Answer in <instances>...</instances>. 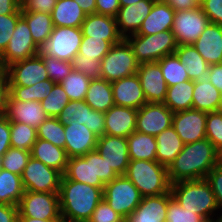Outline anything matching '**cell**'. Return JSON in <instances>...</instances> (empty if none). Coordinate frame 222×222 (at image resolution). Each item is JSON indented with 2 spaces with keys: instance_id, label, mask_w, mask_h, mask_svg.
<instances>
[{
  "instance_id": "cell-1",
  "label": "cell",
  "mask_w": 222,
  "mask_h": 222,
  "mask_svg": "<svg viewBox=\"0 0 222 222\" xmlns=\"http://www.w3.org/2000/svg\"><path fill=\"white\" fill-rule=\"evenodd\" d=\"M221 161L222 155L206 138L184 144L182 151L167 168L170 183L205 179Z\"/></svg>"
},
{
  "instance_id": "cell-2",
  "label": "cell",
  "mask_w": 222,
  "mask_h": 222,
  "mask_svg": "<svg viewBox=\"0 0 222 222\" xmlns=\"http://www.w3.org/2000/svg\"><path fill=\"white\" fill-rule=\"evenodd\" d=\"M102 199V188L68 180L62 176L59 190L61 218L88 222Z\"/></svg>"
},
{
  "instance_id": "cell-3",
  "label": "cell",
  "mask_w": 222,
  "mask_h": 222,
  "mask_svg": "<svg viewBox=\"0 0 222 222\" xmlns=\"http://www.w3.org/2000/svg\"><path fill=\"white\" fill-rule=\"evenodd\" d=\"M172 197L181 207L202 216L206 221L222 222V217L213 219L218 210L216 197L205 179L185 180L171 184ZM213 215V216H212Z\"/></svg>"
},
{
  "instance_id": "cell-4",
  "label": "cell",
  "mask_w": 222,
  "mask_h": 222,
  "mask_svg": "<svg viewBox=\"0 0 222 222\" xmlns=\"http://www.w3.org/2000/svg\"><path fill=\"white\" fill-rule=\"evenodd\" d=\"M125 176L143 197L158 196L171 190L168 169L157 161L130 160Z\"/></svg>"
},
{
  "instance_id": "cell-5",
  "label": "cell",
  "mask_w": 222,
  "mask_h": 222,
  "mask_svg": "<svg viewBox=\"0 0 222 222\" xmlns=\"http://www.w3.org/2000/svg\"><path fill=\"white\" fill-rule=\"evenodd\" d=\"M125 39L139 64L158 62L164 56L174 54L178 46L171 30L152 35L133 34Z\"/></svg>"
},
{
  "instance_id": "cell-6",
  "label": "cell",
  "mask_w": 222,
  "mask_h": 222,
  "mask_svg": "<svg viewBox=\"0 0 222 222\" xmlns=\"http://www.w3.org/2000/svg\"><path fill=\"white\" fill-rule=\"evenodd\" d=\"M139 63L129 42L123 38L114 44L100 61V78L114 82L136 74Z\"/></svg>"
},
{
  "instance_id": "cell-7",
  "label": "cell",
  "mask_w": 222,
  "mask_h": 222,
  "mask_svg": "<svg viewBox=\"0 0 222 222\" xmlns=\"http://www.w3.org/2000/svg\"><path fill=\"white\" fill-rule=\"evenodd\" d=\"M103 198L115 212L126 219L137 208L143 196L125 175H119L105 184Z\"/></svg>"
},
{
  "instance_id": "cell-8",
  "label": "cell",
  "mask_w": 222,
  "mask_h": 222,
  "mask_svg": "<svg viewBox=\"0 0 222 222\" xmlns=\"http://www.w3.org/2000/svg\"><path fill=\"white\" fill-rule=\"evenodd\" d=\"M81 27H53V31L40 47L39 54L71 62L82 43Z\"/></svg>"
},
{
  "instance_id": "cell-9",
  "label": "cell",
  "mask_w": 222,
  "mask_h": 222,
  "mask_svg": "<svg viewBox=\"0 0 222 222\" xmlns=\"http://www.w3.org/2000/svg\"><path fill=\"white\" fill-rule=\"evenodd\" d=\"M18 217L60 220L59 193L24 191L18 204Z\"/></svg>"
},
{
  "instance_id": "cell-10",
  "label": "cell",
  "mask_w": 222,
  "mask_h": 222,
  "mask_svg": "<svg viewBox=\"0 0 222 222\" xmlns=\"http://www.w3.org/2000/svg\"><path fill=\"white\" fill-rule=\"evenodd\" d=\"M63 174L41 161L30 158L21 175L24 190L32 192L59 193Z\"/></svg>"
},
{
  "instance_id": "cell-11",
  "label": "cell",
  "mask_w": 222,
  "mask_h": 222,
  "mask_svg": "<svg viewBox=\"0 0 222 222\" xmlns=\"http://www.w3.org/2000/svg\"><path fill=\"white\" fill-rule=\"evenodd\" d=\"M210 23L202 8L175 11L171 28L177 45L193 44Z\"/></svg>"
},
{
  "instance_id": "cell-12",
  "label": "cell",
  "mask_w": 222,
  "mask_h": 222,
  "mask_svg": "<svg viewBox=\"0 0 222 222\" xmlns=\"http://www.w3.org/2000/svg\"><path fill=\"white\" fill-rule=\"evenodd\" d=\"M39 51L40 48L33 41L26 20L21 16L18 19L9 43L0 55V59L8 67L16 62L37 55Z\"/></svg>"
},
{
  "instance_id": "cell-13",
  "label": "cell",
  "mask_w": 222,
  "mask_h": 222,
  "mask_svg": "<svg viewBox=\"0 0 222 222\" xmlns=\"http://www.w3.org/2000/svg\"><path fill=\"white\" fill-rule=\"evenodd\" d=\"M173 114L164 103H146L137 110L136 131L157 136L172 126Z\"/></svg>"
},
{
  "instance_id": "cell-14",
  "label": "cell",
  "mask_w": 222,
  "mask_h": 222,
  "mask_svg": "<svg viewBox=\"0 0 222 222\" xmlns=\"http://www.w3.org/2000/svg\"><path fill=\"white\" fill-rule=\"evenodd\" d=\"M207 113L195 109L173 114L172 126L184 144H191L206 138Z\"/></svg>"
},
{
  "instance_id": "cell-15",
  "label": "cell",
  "mask_w": 222,
  "mask_h": 222,
  "mask_svg": "<svg viewBox=\"0 0 222 222\" xmlns=\"http://www.w3.org/2000/svg\"><path fill=\"white\" fill-rule=\"evenodd\" d=\"M8 85L32 86L49 76L41 55L38 53L29 59L16 62L7 67Z\"/></svg>"
},
{
  "instance_id": "cell-16",
  "label": "cell",
  "mask_w": 222,
  "mask_h": 222,
  "mask_svg": "<svg viewBox=\"0 0 222 222\" xmlns=\"http://www.w3.org/2000/svg\"><path fill=\"white\" fill-rule=\"evenodd\" d=\"M96 151L118 175H125L130 162L128 142L125 137L104 134L98 137Z\"/></svg>"
},
{
  "instance_id": "cell-17",
  "label": "cell",
  "mask_w": 222,
  "mask_h": 222,
  "mask_svg": "<svg viewBox=\"0 0 222 222\" xmlns=\"http://www.w3.org/2000/svg\"><path fill=\"white\" fill-rule=\"evenodd\" d=\"M65 151L68 158L85 156L96 149L98 136L78 121L64 125Z\"/></svg>"
},
{
  "instance_id": "cell-18",
  "label": "cell",
  "mask_w": 222,
  "mask_h": 222,
  "mask_svg": "<svg viewBox=\"0 0 222 222\" xmlns=\"http://www.w3.org/2000/svg\"><path fill=\"white\" fill-rule=\"evenodd\" d=\"M139 77L147 103H163L167 94V84L157 62L139 64Z\"/></svg>"
},
{
  "instance_id": "cell-19",
  "label": "cell",
  "mask_w": 222,
  "mask_h": 222,
  "mask_svg": "<svg viewBox=\"0 0 222 222\" xmlns=\"http://www.w3.org/2000/svg\"><path fill=\"white\" fill-rule=\"evenodd\" d=\"M4 116L10 122H21L37 129L49 116L39 101H19L6 98Z\"/></svg>"
},
{
  "instance_id": "cell-20",
  "label": "cell",
  "mask_w": 222,
  "mask_h": 222,
  "mask_svg": "<svg viewBox=\"0 0 222 222\" xmlns=\"http://www.w3.org/2000/svg\"><path fill=\"white\" fill-rule=\"evenodd\" d=\"M153 4V0H141L128 6H121L115 16L119 34L123 38L137 34L143 21L150 14Z\"/></svg>"
},
{
  "instance_id": "cell-21",
  "label": "cell",
  "mask_w": 222,
  "mask_h": 222,
  "mask_svg": "<svg viewBox=\"0 0 222 222\" xmlns=\"http://www.w3.org/2000/svg\"><path fill=\"white\" fill-rule=\"evenodd\" d=\"M114 105L139 109L147 103L137 74L111 82Z\"/></svg>"
},
{
  "instance_id": "cell-22",
  "label": "cell",
  "mask_w": 222,
  "mask_h": 222,
  "mask_svg": "<svg viewBox=\"0 0 222 222\" xmlns=\"http://www.w3.org/2000/svg\"><path fill=\"white\" fill-rule=\"evenodd\" d=\"M137 109L112 106L104 113L105 135L125 137L136 131Z\"/></svg>"
},
{
  "instance_id": "cell-23",
  "label": "cell",
  "mask_w": 222,
  "mask_h": 222,
  "mask_svg": "<svg viewBox=\"0 0 222 222\" xmlns=\"http://www.w3.org/2000/svg\"><path fill=\"white\" fill-rule=\"evenodd\" d=\"M171 192L158 196H145L134 212L126 219L128 222H165Z\"/></svg>"
},
{
  "instance_id": "cell-24",
  "label": "cell",
  "mask_w": 222,
  "mask_h": 222,
  "mask_svg": "<svg viewBox=\"0 0 222 222\" xmlns=\"http://www.w3.org/2000/svg\"><path fill=\"white\" fill-rule=\"evenodd\" d=\"M83 36L109 41L112 45L120 42L123 37L117 29L116 19L102 14H88L82 22Z\"/></svg>"
},
{
  "instance_id": "cell-25",
  "label": "cell",
  "mask_w": 222,
  "mask_h": 222,
  "mask_svg": "<svg viewBox=\"0 0 222 222\" xmlns=\"http://www.w3.org/2000/svg\"><path fill=\"white\" fill-rule=\"evenodd\" d=\"M193 45L209 65L222 63V26L209 23Z\"/></svg>"
},
{
  "instance_id": "cell-26",
  "label": "cell",
  "mask_w": 222,
  "mask_h": 222,
  "mask_svg": "<svg viewBox=\"0 0 222 222\" xmlns=\"http://www.w3.org/2000/svg\"><path fill=\"white\" fill-rule=\"evenodd\" d=\"M175 10L170 4L154 3L150 14L143 21L137 34L152 35L158 32L171 30Z\"/></svg>"
},
{
  "instance_id": "cell-27",
  "label": "cell",
  "mask_w": 222,
  "mask_h": 222,
  "mask_svg": "<svg viewBox=\"0 0 222 222\" xmlns=\"http://www.w3.org/2000/svg\"><path fill=\"white\" fill-rule=\"evenodd\" d=\"M31 157L41 161L46 166L57 169L62 174L66 171L69 159L65 149L40 138L33 144Z\"/></svg>"
},
{
  "instance_id": "cell-28",
  "label": "cell",
  "mask_w": 222,
  "mask_h": 222,
  "mask_svg": "<svg viewBox=\"0 0 222 222\" xmlns=\"http://www.w3.org/2000/svg\"><path fill=\"white\" fill-rule=\"evenodd\" d=\"M192 109L206 113L219 111L222 103V93L205 78L194 81Z\"/></svg>"
},
{
  "instance_id": "cell-29",
  "label": "cell",
  "mask_w": 222,
  "mask_h": 222,
  "mask_svg": "<svg viewBox=\"0 0 222 222\" xmlns=\"http://www.w3.org/2000/svg\"><path fill=\"white\" fill-rule=\"evenodd\" d=\"M175 54L186 67L191 81H202L208 77L209 64L204 60L193 44L178 45Z\"/></svg>"
},
{
  "instance_id": "cell-30",
  "label": "cell",
  "mask_w": 222,
  "mask_h": 222,
  "mask_svg": "<svg viewBox=\"0 0 222 222\" xmlns=\"http://www.w3.org/2000/svg\"><path fill=\"white\" fill-rule=\"evenodd\" d=\"M86 15L74 0H57L51 13L53 25L57 27H81Z\"/></svg>"
},
{
  "instance_id": "cell-31",
  "label": "cell",
  "mask_w": 222,
  "mask_h": 222,
  "mask_svg": "<svg viewBox=\"0 0 222 222\" xmlns=\"http://www.w3.org/2000/svg\"><path fill=\"white\" fill-rule=\"evenodd\" d=\"M155 137L157 141L156 161L168 168L182 151L184 143L173 126H170Z\"/></svg>"
},
{
  "instance_id": "cell-32",
  "label": "cell",
  "mask_w": 222,
  "mask_h": 222,
  "mask_svg": "<svg viewBox=\"0 0 222 222\" xmlns=\"http://www.w3.org/2000/svg\"><path fill=\"white\" fill-rule=\"evenodd\" d=\"M84 101L93 110L107 112L114 106L111 82L101 78L91 79Z\"/></svg>"
},
{
  "instance_id": "cell-33",
  "label": "cell",
  "mask_w": 222,
  "mask_h": 222,
  "mask_svg": "<svg viewBox=\"0 0 222 222\" xmlns=\"http://www.w3.org/2000/svg\"><path fill=\"white\" fill-rule=\"evenodd\" d=\"M126 139L130 160L156 161L157 141L155 136L135 131Z\"/></svg>"
},
{
  "instance_id": "cell-34",
  "label": "cell",
  "mask_w": 222,
  "mask_h": 222,
  "mask_svg": "<svg viewBox=\"0 0 222 222\" xmlns=\"http://www.w3.org/2000/svg\"><path fill=\"white\" fill-rule=\"evenodd\" d=\"M63 175L68 180L86 183L95 187L93 151L88 152L85 156L69 158Z\"/></svg>"
},
{
  "instance_id": "cell-35",
  "label": "cell",
  "mask_w": 222,
  "mask_h": 222,
  "mask_svg": "<svg viewBox=\"0 0 222 222\" xmlns=\"http://www.w3.org/2000/svg\"><path fill=\"white\" fill-rule=\"evenodd\" d=\"M194 81L187 80L167 88L163 102L173 113L192 109Z\"/></svg>"
},
{
  "instance_id": "cell-36",
  "label": "cell",
  "mask_w": 222,
  "mask_h": 222,
  "mask_svg": "<svg viewBox=\"0 0 222 222\" xmlns=\"http://www.w3.org/2000/svg\"><path fill=\"white\" fill-rule=\"evenodd\" d=\"M21 16L30 28L33 41L40 48L53 31L54 25L51 14L21 10Z\"/></svg>"
},
{
  "instance_id": "cell-37",
  "label": "cell",
  "mask_w": 222,
  "mask_h": 222,
  "mask_svg": "<svg viewBox=\"0 0 222 222\" xmlns=\"http://www.w3.org/2000/svg\"><path fill=\"white\" fill-rule=\"evenodd\" d=\"M24 191L20 175L0 168V204L18 206Z\"/></svg>"
},
{
  "instance_id": "cell-38",
  "label": "cell",
  "mask_w": 222,
  "mask_h": 222,
  "mask_svg": "<svg viewBox=\"0 0 222 222\" xmlns=\"http://www.w3.org/2000/svg\"><path fill=\"white\" fill-rule=\"evenodd\" d=\"M55 82L52 80L39 81L32 86H8V97L11 100L19 101H39L41 102L51 92Z\"/></svg>"
},
{
  "instance_id": "cell-39",
  "label": "cell",
  "mask_w": 222,
  "mask_h": 222,
  "mask_svg": "<svg viewBox=\"0 0 222 222\" xmlns=\"http://www.w3.org/2000/svg\"><path fill=\"white\" fill-rule=\"evenodd\" d=\"M157 63L160 65L167 87L190 80L186 67L175 53L164 56Z\"/></svg>"
},
{
  "instance_id": "cell-40",
  "label": "cell",
  "mask_w": 222,
  "mask_h": 222,
  "mask_svg": "<svg viewBox=\"0 0 222 222\" xmlns=\"http://www.w3.org/2000/svg\"><path fill=\"white\" fill-rule=\"evenodd\" d=\"M90 81L91 79L84 73L73 69L70 74L60 82V85L67 93L70 101H79L85 99Z\"/></svg>"
},
{
  "instance_id": "cell-41",
  "label": "cell",
  "mask_w": 222,
  "mask_h": 222,
  "mask_svg": "<svg viewBox=\"0 0 222 222\" xmlns=\"http://www.w3.org/2000/svg\"><path fill=\"white\" fill-rule=\"evenodd\" d=\"M11 147L31 151L38 139L37 129L21 122H10Z\"/></svg>"
},
{
  "instance_id": "cell-42",
  "label": "cell",
  "mask_w": 222,
  "mask_h": 222,
  "mask_svg": "<svg viewBox=\"0 0 222 222\" xmlns=\"http://www.w3.org/2000/svg\"><path fill=\"white\" fill-rule=\"evenodd\" d=\"M37 136L65 149L64 125L56 117H48L38 128Z\"/></svg>"
},
{
  "instance_id": "cell-43",
  "label": "cell",
  "mask_w": 222,
  "mask_h": 222,
  "mask_svg": "<svg viewBox=\"0 0 222 222\" xmlns=\"http://www.w3.org/2000/svg\"><path fill=\"white\" fill-rule=\"evenodd\" d=\"M31 158V151L10 147L1 157V169L22 175Z\"/></svg>"
},
{
  "instance_id": "cell-44",
  "label": "cell",
  "mask_w": 222,
  "mask_h": 222,
  "mask_svg": "<svg viewBox=\"0 0 222 222\" xmlns=\"http://www.w3.org/2000/svg\"><path fill=\"white\" fill-rule=\"evenodd\" d=\"M112 46L107 40L83 36L78 55H81L83 59L94 58L101 61Z\"/></svg>"
},
{
  "instance_id": "cell-45",
  "label": "cell",
  "mask_w": 222,
  "mask_h": 222,
  "mask_svg": "<svg viewBox=\"0 0 222 222\" xmlns=\"http://www.w3.org/2000/svg\"><path fill=\"white\" fill-rule=\"evenodd\" d=\"M69 101L60 83H55L49 95L40 103L49 117H57Z\"/></svg>"
},
{
  "instance_id": "cell-46",
  "label": "cell",
  "mask_w": 222,
  "mask_h": 222,
  "mask_svg": "<svg viewBox=\"0 0 222 222\" xmlns=\"http://www.w3.org/2000/svg\"><path fill=\"white\" fill-rule=\"evenodd\" d=\"M87 110L92 108L84 101H69L56 117L63 125L78 121L79 124L86 123Z\"/></svg>"
},
{
  "instance_id": "cell-47",
  "label": "cell",
  "mask_w": 222,
  "mask_h": 222,
  "mask_svg": "<svg viewBox=\"0 0 222 222\" xmlns=\"http://www.w3.org/2000/svg\"><path fill=\"white\" fill-rule=\"evenodd\" d=\"M93 169H94V181L95 187L102 188L104 190L105 184L111 182L119 175L112 169L111 166L105 161L96 149L93 150Z\"/></svg>"
},
{
  "instance_id": "cell-48",
  "label": "cell",
  "mask_w": 222,
  "mask_h": 222,
  "mask_svg": "<svg viewBox=\"0 0 222 222\" xmlns=\"http://www.w3.org/2000/svg\"><path fill=\"white\" fill-rule=\"evenodd\" d=\"M206 139H208L222 155V111L207 113Z\"/></svg>"
},
{
  "instance_id": "cell-49",
  "label": "cell",
  "mask_w": 222,
  "mask_h": 222,
  "mask_svg": "<svg viewBox=\"0 0 222 222\" xmlns=\"http://www.w3.org/2000/svg\"><path fill=\"white\" fill-rule=\"evenodd\" d=\"M46 67L49 79L55 83H60L73 70L69 61L59 60L55 57L40 54Z\"/></svg>"
},
{
  "instance_id": "cell-50",
  "label": "cell",
  "mask_w": 222,
  "mask_h": 222,
  "mask_svg": "<svg viewBox=\"0 0 222 222\" xmlns=\"http://www.w3.org/2000/svg\"><path fill=\"white\" fill-rule=\"evenodd\" d=\"M165 222H207L202 216L180 206L172 197L168 201Z\"/></svg>"
},
{
  "instance_id": "cell-51",
  "label": "cell",
  "mask_w": 222,
  "mask_h": 222,
  "mask_svg": "<svg viewBox=\"0 0 222 222\" xmlns=\"http://www.w3.org/2000/svg\"><path fill=\"white\" fill-rule=\"evenodd\" d=\"M21 14L0 15V55L5 50Z\"/></svg>"
},
{
  "instance_id": "cell-52",
  "label": "cell",
  "mask_w": 222,
  "mask_h": 222,
  "mask_svg": "<svg viewBox=\"0 0 222 222\" xmlns=\"http://www.w3.org/2000/svg\"><path fill=\"white\" fill-rule=\"evenodd\" d=\"M72 68L76 71L84 73L90 79L100 78V61L94 58L83 59L81 55H76L72 61Z\"/></svg>"
},
{
  "instance_id": "cell-53",
  "label": "cell",
  "mask_w": 222,
  "mask_h": 222,
  "mask_svg": "<svg viewBox=\"0 0 222 222\" xmlns=\"http://www.w3.org/2000/svg\"><path fill=\"white\" fill-rule=\"evenodd\" d=\"M123 219L103 198L94 209L88 222H120Z\"/></svg>"
},
{
  "instance_id": "cell-54",
  "label": "cell",
  "mask_w": 222,
  "mask_h": 222,
  "mask_svg": "<svg viewBox=\"0 0 222 222\" xmlns=\"http://www.w3.org/2000/svg\"><path fill=\"white\" fill-rule=\"evenodd\" d=\"M205 180L216 197L219 209H222V161L207 174Z\"/></svg>"
},
{
  "instance_id": "cell-55",
  "label": "cell",
  "mask_w": 222,
  "mask_h": 222,
  "mask_svg": "<svg viewBox=\"0 0 222 222\" xmlns=\"http://www.w3.org/2000/svg\"><path fill=\"white\" fill-rule=\"evenodd\" d=\"M200 7L210 23L222 26V0H201Z\"/></svg>"
},
{
  "instance_id": "cell-56",
  "label": "cell",
  "mask_w": 222,
  "mask_h": 222,
  "mask_svg": "<svg viewBox=\"0 0 222 222\" xmlns=\"http://www.w3.org/2000/svg\"><path fill=\"white\" fill-rule=\"evenodd\" d=\"M85 126L94 132L98 137L105 134V118L104 113L96 110H87V118Z\"/></svg>"
},
{
  "instance_id": "cell-57",
  "label": "cell",
  "mask_w": 222,
  "mask_h": 222,
  "mask_svg": "<svg viewBox=\"0 0 222 222\" xmlns=\"http://www.w3.org/2000/svg\"><path fill=\"white\" fill-rule=\"evenodd\" d=\"M57 0H21V10L51 14Z\"/></svg>"
},
{
  "instance_id": "cell-58",
  "label": "cell",
  "mask_w": 222,
  "mask_h": 222,
  "mask_svg": "<svg viewBox=\"0 0 222 222\" xmlns=\"http://www.w3.org/2000/svg\"><path fill=\"white\" fill-rule=\"evenodd\" d=\"M119 0H96V14L114 17L120 9Z\"/></svg>"
},
{
  "instance_id": "cell-59",
  "label": "cell",
  "mask_w": 222,
  "mask_h": 222,
  "mask_svg": "<svg viewBox=\"0 0 222 222\" xmlns=\"http://www.w3.org/2000/svg\"><path fill=\"white\" fill-rule=\"evenodd\" d=\"M10 121L4 116L0 119V158L11 147Z\"/></svg>"
},
{
  "instance_id": "cell-60",
  "label": "cell",
  "mask_w": 222,
  "mask_h": 222,
  "mask_svg": "<svg viewBox=\"0 0 222 222\" xmlns=\"http://www.w3.org/2000/svg\"><path fill=\"white\" fill-rule=\"evenodd\" d=\"M207 79L222 93V63L209 65V74Z\"/></svg>"
},
{
  "instance_id": "cell-61",
  "label": "cell",
  "mask_w": 222,
  "mask_h": 222,
  "mask_svg": "<svg viewBox=\"0 0 222 222\" xmlns=\"http://www.w3.org/2000/svg\"><path fill=\"white\" fill-rule=\"evenodd\" d=\"M17 220V205L0 204V222H16Z\"/></svg>"
},
{
  "instance_id": "cell-62",
  "label": "cell",
  "mask_w": 222,
  "mask_h": 222,
  "mask_svg": "<svg viewBox=\"0 0 222 222\" xmlns=\"http://www.w3.org/2000/svg\"><path fill=\"white\" fill-rule=\"evenodd\" d=\"M21 14V0H0V15Z\"/></svg>"
},
{
  "instance_id": "cell-63",
  "label": "cell",
  "mask_w": 222,
  "mask_h": 222,
  "mask_svg": "<svg viewBox=\"0 0 222 222\" xmlns=\"http://www.w3.org/2000/svg\"><path fill=\"white\" fill-rule=\"evenodd\" d=\"M201 0H172L170 6L175 11L192 10L200 7Z\"/></svg>"
},
{
  "instance_id": "cell-64",
  "label": "cell",
  "mask_w": 222,
  "mask_h": 222,
  "mask_svg": "<svg viewBox=\"0 0 222 222\" xmlns=\"http://www.w3.org/2000/svg\"><path fill=\"white\" fill-rule=\"evenodd\" d=\"M76 1L82 10L88 14H94L96 9V0H74Z\"/></svg>"
},
{
  "instance_id": "cell-65",
  "label": "cell",
  "mask_w": 222,
  "mask_h": 222,
  "mask_svg": "<svg viewBox=\"0 0 222 222\" xmlns=\"http://www.w3.org/2000/svg\"><path fill=\"white\" fill-rule=\"evenodd\" d=\"M0 86H9L7 79V66L0 59Z\"/></svg>"
},
{
  "instance_id": "cell-66",
  "label": "cell",
  "mask_w": 222,
  "mask_h": 222,
  "mask_svg": "<svg viewBox=\"0 0 222 222\" xmlns=\"http://www.w3.org/2000/svg\"><path fill=\"white\" fill-rule=\"evenodd\" d=\"M7 97H8V86H0V108H5Z\"/></svg>"
},
{
  "instance_id": "cell-67",
  "label": "cell",
  "mask_w": 222,
  "mask_h": 222,
  "mask_svg": "<svg viewBox=\"0 0 222 222\" xmlns=\"http://www.w3.org/2000/svg\"><path fill=\"white\" fill-rule=\"evenodd\" d=\"M20 222H60V220H41L37 218L30 217H18Z\"/></svg>"
},
{
  "instance_id": "cell-68",
  "label": "cell",
  "mask_w": 222,
  "mask_h": 222,
  "mask_svg": "<svg viewBox=\"0 0 222 222\" xmlns=\"http://www.w3.org/2000/svg\"><path fill=\"white\" fill-rule=\"evenodd\" d=\"M141 0H119L120 6H128L134 3H137Z\"/></svg>"
},
{
  "instance_id": "cell-69",
  "label": "cell",
  "mask_w": 222,
  "mask_h": 222,
  "mask_svg": "<svg viewBox=\"0 0 222 222\" xmlns=\"http://www.w3.org/2000/svg\"><path fill=\"white\" fill-rule=\"evenodd\" d=\"M154 3L170 4L172 0H153Z\"/></svg>"
},
{
  "instance_id": "cell-70",
  "label": "cell",
  "mask_w": 222,
  "mask_h": 222,
  "mask_svg": "<svg viewBox=\"0 0 222 222\" xmlns=\"http://www.w3.org/2000/svg\"><path fill=\"white\" fill-rule=\"evenodd\" d=\"M60 222H83V221H74V220H68V219H60Z\"/></svg>"
},
{
  "instance_id": "cell-71",
  "label": "cell",
  "mask_w": 222,
  "mask_h": 222,
  "mask_svg": "<svg viewBox=\"0 0 222 222\" xmlns=\"http://www.w3.org/2000/svg\"><path fill=\"white\" fill-rule=\"evenodd\" d=\"M5 108H0V119L4 117Z\"/></svg>"
},
{
  "instance_id": "cell-72",
  "label": "cell",
  "mask_w": 222,
  "mask_h": 222,
  "mask_svg": "<svg viewBox=\"0 0 222 222\" xmlns=\"http://www.w3.org/2000/svg\"><path fill=\"white\" fill-rule=\"evenodd\" d=\"M120 222H128V221H127V219H123V220H122V221H120Z\"/></svg>"
}]
</instances>
